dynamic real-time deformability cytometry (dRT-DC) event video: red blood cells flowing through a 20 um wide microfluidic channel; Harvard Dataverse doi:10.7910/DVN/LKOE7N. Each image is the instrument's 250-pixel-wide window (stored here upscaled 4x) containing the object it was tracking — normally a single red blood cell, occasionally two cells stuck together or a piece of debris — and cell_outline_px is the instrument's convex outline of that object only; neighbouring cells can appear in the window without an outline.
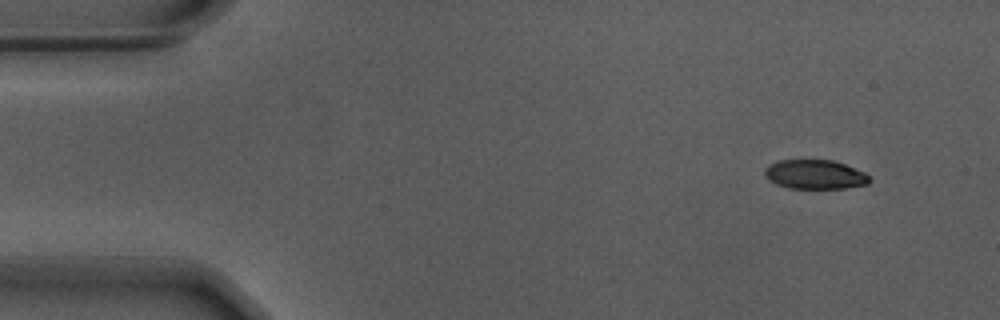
{"species": "Egyptian fruit bat (a non-hibernating species)", "species_latin": "Rousettus aegyptiacus", "temperature_condition": "warm", "stored_images_in_passage": 52, "camera_frame_rate_fps": 3000, "um_per_image_px": 0.085, "animal": {"sex": "male"}, "frame": {"image": 1, "passage_image": 1, "time_ms": 0.0, "image_size_px": [1000, 320], "cell_outline_px": [[868, 184], [844, 188], [788, 188], [776, 184], [768, 180], [764, 176], [764, 168], [768, 164], [780, 160], [832, 160], [844, 164], [864, 172], [868, 176]], "centroid_in_image_um": [69.2, 14.82], "position_along_channel_um": 15.8, "area_um2": 17.8}}
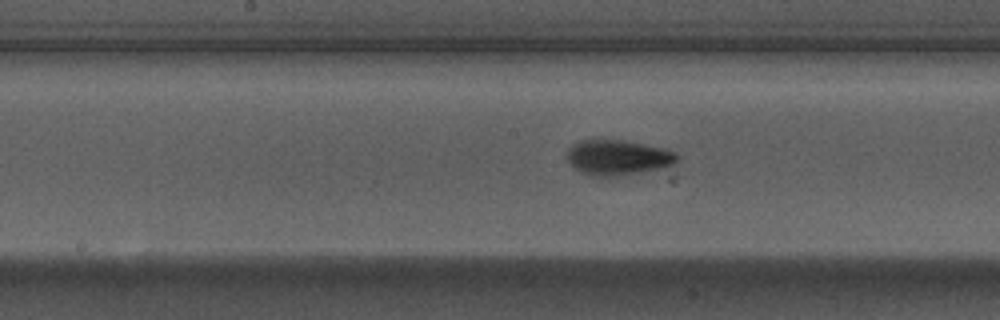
{"frame": {"image": 2, "passage_image": 24, "time_ms": 7.667, "image_size_px": [1000, 320], "cell_outline_px": [[680, 156], [672, 164], [660, 168], [608, 180], [588, 176], [576, 168], [568, 160], [568, 148], [572, 144], [580, 140], [616, 140], [640, 144], [660, 148], [672, 152]], "centroid_in_image_um": [52.45, 13.45], "position_along_channel_um": 195.8, "area_um2": 22.66}}
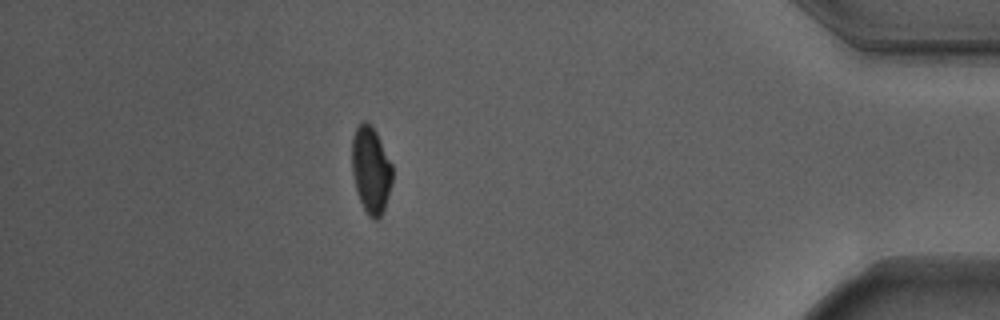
{"frame": {"image": 3, "passage_image": 45, "time_ms": 14.667, "image_size_px": [1000, 320], "cell_outline_px": [[392, 180], [384, 208], [380, 216], [376, 220], [372, 220], [368, 216], [356, 192], [352, 172], [352, 136], [360, 120], [364, 120], [376, 132], [392, 164]], "centroid_in_image_um": [31.5, 14.44], "position_along_channel_um": 403.7, "area_um2": 20.35}, "authors_computed_cell_mechanics": {"area_um2": 20.6635, "velocity_mm_per_s": 3.6917, "shape_relaxation_time_tau1_ms": 3.3724, "shape_relaxation_time_tau2_ms": 1.6272, "deformation_change_tau1": 0.1658, "deformation_change_tau2": 0.0725}}